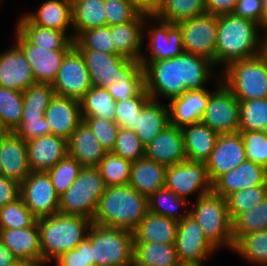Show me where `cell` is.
<instances>
[{"instance_id": "obj_49", "label": "cell", "mask_w": 267, "mask_h": 266, "mask_svg": "<svg viewBox=\"0 0 267 266\" xmlns=\"http://www.w3.org/2000/svg\"><path fill=\"white\" fill-rule=\"evenodd\" d=\"M37 220L21 197L0 207V230L29 228L34 226Z\"/></svg>"}, {"instance_id": "obj_54", "label": "cell", "mask_w": 267, "mask_h": 266, "mask_svg": "<svg viewBox=\"0 0 267 266\" xmlns=\"http://www.w3.org/2000/svg\"><path fill=\"white\" fill-rule=\"evenodd\" d=\"M112 152L133 163L145 156V147L134 131L119 128Z\"/></svg>"}, {"instance_id": "obj_53", "label": "cell", "mask_w": 267, "mask_h": 266, "mask_svg": "<svg viewBox=\"0 0 267 266\" xmlns=\"http://www.w3.org/2000/svg\"><path fill=\"white\" fill-rule=\"evenodd\" d=\"M141 10L133 0H104L106 25H119L135 19Z\"/></svg>"}, {"instance_id": "obj_14", "label": "cell", "mask_w": 267, "mask_h": 266, "mask_svg": "<svg viewBox=\"0 0 267 266\" xmlns=\"http://www.w3.org/2000/svg\"><path fill=\"white\" fill-rule=\"evenodd\" d=\"M175 249L180 262L190 263H202L218 251L189 214L178 221Z\"/></svg>"}, {"instance_id": "obj_63", "label": "cell", "mask_w": 267, "mask_h": 266, "mask_svg": "<svg viewBox=\"0 0 267 266\" xmlns=\"http://www.w3.org/2000/svg\"><path fill=\"white\" fill-rule=\"evenodd\" d=\"M133 2L143 11L153 13L161 4L162 0H133Z\"/></svg>"}, {"instance_id": "obj_46", "label": "cell", "mask_w": 267, "mask_h": 266, "mask_svg": "<svg viewBox=\"0 0 267 266\" xmlns=\"http://www.w3.org/2000/svg\"><path fill=\"white\" fill-rule=\"evenodd\" d=\"M131 162L107 152L96 166L106 187L128 185L130 178Z\"/></svg>"}, {"instance_id": "obj_33", "label": "cell", "mask_w": 267, "mask_h": 266, "mask_svg": "<svg viewBox=\"0 0 267 266\" xmlns=\"http://www.w3.org/2000/svg\"><path fill=\"white\" fill-rule=\"evenodd\" d=\"M166 167L145 156L131 164L128 185L149 197L165 185Z\"/></svg>"}, {"instance_id": "obj_23", "label": "cell", "mask_w": 267, "mask_h": 266, "mask_svg": "<svg viewBox=\"0 0 267 266\" xmlns=\"http://www.w3.org/2000/svg\"><path fill=\"white\" fill-rule=\"evenodd\" d=\"M26 144L31 172H48L68 155L67 140L53 134L34 138Z\"/></svg>"}, {"instance_id": "obj_12", "label": "cell", "mask_w": 267, "mask_h": 266, "mask_svg": "<svg viewBox=\"0 0 267 266\" xmlns=\"http://www.w3.org/2000/svg\"><path fill=\"white\" fill-rule=\"evenodd\" d=\"M92 87L83 55L73 46L64 56L52 88L57 96L80 100Z\"/></svg>"}, {"instance_id": "obj_69", "label": "cell", "mask_w": 267, "mask_h": 266, "mask_svg": "<svg viewBox=\"0 0 267 266\" xmlns=\"http://www.w3.org/2000/svg\"><path fill=\"white\" fill-rule=\"evenodd\" d=\"M129 266H146V265L137 263V262L133 259L132 263H131Z\"/></svg>"}, {"instance_id": "obj_7", "label": "cell", "mask_w": 267, "mask_h": 266, "mask_svg": "<svg viewBox=\"0 0 267 266\" xmlns=\"http://www.w3.org/2000/svg\"><path fill=\"white\" fill-rule=\"evenodd\" d=\"M105 189L97 167H83L77 179L59 197V213L92 220Z\"/></svg>"}, {"instance_id": "obj_29", "label": "cell", "mask_w": 267, "mask_h": 266, "mask_svg": "<svg viewBox=\"0 0 267 266\" xmlns=\"http://www.w3.org/2000/svg\"><path fill=\"white\" fill-rule=\"evenodd\" d=\"M67 146L68 155L83 167H96L107 153L84 121L72 132Z\"/></svg>"}, {"instance_id": "obj_58", "label": "cell", "mask_w": 267, "mask_h": 266, "mask_svg": "<svg viewBox=\"0 0 267 266\" xmlns=\"http://www.w3.org/2000/svg\"><path fill=\"white\" fill-rule=\"evenodd\" d=\"M14 133L21 137L25 142L50 134V128L43 117L42 119H21L20 125Z\"/></svg>"}, {"instance_id": "obj_20", "label": "cell", "mask_w": 267, "mask_h": 266, "mask_svg": "<svg viewBox=\"0 0 267 266\" xmlns=\"http://www.w3.org/2000/svg\"><path fill=\"white\" fill-rule=\"evenodd\" d=\"M31 173L27 144L14 132L0 135V174L21 183Z\"/></svg>"}, {"instance_id": "obj_57", "label": "cell", "mask_w": 267, "mask_h": 266, "mask_svg": "<svg viewBox=\"0 0 267 266\" xmlns=\"http://www.w3.org/2000/svg\"><path fill=\"white\" fill-rule=\"evenodd\" d=\"M54 261L56 266H94L91 242L85 238L76 248L66 251Z\"/></svg>"}, {"instance_id": "obj_41", "label": "cell", "mask_w": 267, "mask_h": 266, "mask_svg": "<svg viewBox=\"0 0 267 266\" xmlns=\"http://www.w3.org/2000/svg\"><path fill=\"white\" fill-rule=\"evenodd\" d=\"M23 94V110L21 119H42L49 106L50 100L54 97V89L51 84H31Z\"/></svg>"}, {"instance_id": "obj_30", "label": "cell", "mask_w": 267, "mask_h": 266, "mask_svg": "<svg viewBox=\"0 0 267 266\" xmlns=\"http://www.w3.org/2000/svg\"><path fill=\"white\" fill-rule=\"evenodd\" d=\"M16 30L31 44L50 50H70L74 46L73 34L33 24L25 15L17 18Z\"/></svg>"}, {"instance_id": "obj_61", "label": "cell", "mask_w": 267, "mask_h": 266, "mask_svg": "<svg viewBox=\"0 0 267 266\" xmlns=\"http://www.w3.org/2000/svg\"><path fill=\"white\" fill-rule=\"evenodd\" d=\"M238 0H205L206 13L223 15L232 13Z\"/></svg>"}, {"instance_id": "obj_28", "label": "cell", "mask_w": 267, "mask_h": 266, "mask_svg": "<svg viewBox=\"0 0 267 266\" xmlns=\"http://www.w3.org/2000/svg\"><path fill=\"white\" fill-rule=\"evenodd\" d=\"M0 241L18 260L42 262L38 224L29 228L2 229Z\"/></svg>"}, {"instance_id": "obj_11", "label": "cell", "mask_w": 267, "mask_h": 266, "mask_svg": "<svg viewBox=\"0 0 267 266\" xmlns=\"http://www.w3.org/2000/svg\"><path fill=\"white\" fill-rule=\"evenodd\" d=\"M184 52L202 56L215 65L217 15L205 13L178 23Z\"/></svg>"}, {"instance_id": "obj_18", "label": "cell", "mask_w": 267, "mask_h": 266, "mask_svg": "<svg viewBox=\"0 0 267 266\" xmlns=\"http://www.w3.org/2000/svg\"><path fill=\"white\" fill-rule=\"evenodd\" d=\"M83 55L92 86L106 88L123 77V65L130 59L117 53L78 49Z\"/></svg>"}, {"instance_id": "obj_37", "label": "cell", "mask_w": 267, "mask_h": 266, "mask_svg": "<svg viewBox=\"0 0 267 266\" xmlns=\"http://www.w3.org/2000/svg\"><path fill=\"white\" fill-rule=\"evenodd\" d=\"M145 87L143 65L140 61L129 60L123 65V77L106 88L114 101H126L136 96Z\"/></svg>"}, {"instance_id": "obj_19", "label": "cell", "mask_w": 267, "mask_h": 266, "mask_svg": "<svg viewBox=\"0 0 267 266\" xmlns=\"http://www.w3.org/2000/svg\"><path fill=\"white\" fill-rule=\"evenodd\" d=\"M267 185V169L246 160L237 168L218 177L212 183V191L224 198L229 194L254 186Z\"/></svg>"}, {"instance_id": "obj_43", "label": "cell", "mask_w": 267, "mask_h": 266, "mask_svg": "<svg viewBox=\"0 0 267 266\" xmlns=\"http://www.w3.org/2000/svg\"><path fill=\"white\" fill-rule=\"evenodd\" d=\"M267 229V197L232 221L234 245L244 236Z\"/></svg>"}, {"instance_id": "obj_68", "label": "cell", "mask_w": 267, "mask_h": 266, "mask_svg": "<svg viewBox=\"0 0 267 266\" xmlns=\"http://www.w3.org/2000/svg\"><path fill=\"white\" fill-rule=\"evenodd\" d=\"M5 133H8V131L4 128V126L1 122V119H0V135L5 134Z\"/></svg>"}, {"instance_id": "obj_4", "label": "cell", "mask_w": 267, "mask_h": 266, "mask_svg": "<svg viewBox=\"0 0 267 266\" xmlns=\"http://www.w3.org/2000/svg\"><path fill=\"white\" fill-rule=\"evenodd\" d=\"M220 80L238 101L267 98V58L261 53L231 62Z\"/></svg>"}, {"instance_id": "obj_26", "label": "cell", "mask_w": 267, "mask_h": 266, "mask_svg": "<svg viewBox=\"0 0 267 266\" xmlns=\"http://www.w3.org/2000/svg\"><path fill=\"white\" fill-rule=\"evenodd\" d=\"M149 14L150 12L142 11L131 21L110 26L114 53L134 61H140L145 37L143 35V26Z\"/></svg>"}, {"instance_id": "obj_24", "label": "cell", "mask_w": 267, "mask_h": 266, "mask_svg": "<svg viewBox=\"0 0 267 266\" xmlns=\"http://www.w3.org/2000/svg\"><path fill=\"white\" fill-rule=\"evenodd\" d=\"M34 83L32 69L16 44L0 53V87L23 92Z\"/></svg>"}, {"instance_id": "obj_44", "label": "cell", "mask_w": 267, "mask_h": 266, "mask_svg": "<svg viewBox=\"0 0 267 266\" xmlns=\"http://www.w3.org/2000/svg\"><path fill=\"white\" fill-rule=\"evenodd\" d=\"M238 131L267 133V98L239 101Z\"/></svg>"}, {"instance_id": "obj_6", "label": "cell", "mask_w": 267, "mask_h": 266, "mask_svg": "<svg viewBox=\"0 0 267 266\" xmlns=\"http://www.w3.org/2000/svg\"><path fill=\"white\" fill-rule=\"evenodd\" d=\"M94 266H129L133 261L132 231L91 224L87 237Z\"/></svg>"}, {"instance_id": "obj_21", "label": "cell", "mask_w": 267, "mask_h": 266, "mask_svg": "<svg viewBox=\"0 0 267 266\" xmlns=\"http://www.w3.org/2000/svg\"><path fill=\"white\" fill-rule=\"evenodd\" d=\"M145 157L165 167L186 161L181 128L169 124L146 147Z\"/></svg>"}, {"instance_id": "obj_51", "label": "cell", "mask_w": 267, "mask_h": 266, "mask_svg": "<svg viewBox=\"0 0 267 266\" xmlns=\"http://www.w3.org/2000/svg\"><path fill=\"white\" fill-rule=\"evenodd\" d=\"M83 166L67 155L46 172L53 184L55 192L61 196L79 176Z\"/></svg>"}, {"instance_id": "obj_39", "label": "cell", "mask_w": 267, "mask_h": 266, "mask_svg": "<svg viewBox=\"0 0 267 266\" xmlns=\"http://www.w3.org/2000/svg\"><path fill=\"white\" fill-rule=\"evenodd\" d=\"M205 13V0H162L152 14L160 20L178 24Z\"/></svg>"}, {"instance_id": "obj_5", "label": "cell", "mask_w": 267, "mask_h": 266, "mask_svg": "<svg viewBox=\"0 0 267 266\" xmlns=\"http://www.w3.org/2000/svg\"><path fill=\"white\" fill-rule=\"evenodd\" d=\"M192 208V209H191ZM189 215L202 229L207 239L217 248H234L232 221L226 199L213 191L201 195L192 203Z\"/></svg>"}, {"instance_id": "obj_62", "label": "cell", "mask_w": 267, "mask_h": 266, "mask_svg": "<svg viewBox=\"0 0 267 266\" xmlns=\"http://www.w3.org/2000/svg\"><path fill=\"white\" fill-rule=\"evenodd\" d=\"M16 260L10 249L0 241V266H11Z\"/></svg>"}, {"instance_id": "obj_48", "label": "cell", "mask_w": 267, "mask_h": 266, "mask_svg": "<svg viewBox=\"0 0 267 266\" xmlns=\"http://www.w3.org/2000/svg\"><path fill=\"white\" fill-rule=\"evenodd\" d=\"M150 99L151 97L144 87L136 96L126 101H117L115 103V122L119 128L134 131L137 127L138 115Z\"/></svg>"}, {"instance_id": "obj_52", "label": "cell", "mask_w": 267, "mask_h": 266, "mask_svg": "<svg viewBox=\"0 0 267 266\" xmlns=\"http://www.w3.org/2000/svg\"><path fill=\"white\" fill-rule=\"evenodd\" d=\"M77 49H94L104 53H114V43L110 34V26L91 28L80 32L74 38Z\"/></svg>"}, {"instance_id": "obj_42", "label": "cell", "mask_w": 267, "mask_h": 266, "mask_svg": "<svg viewBox=\"0 0 267 266\" xmlns=\"http://www.w3.org/2000/svg\"><path fill=\"white\" fill-rule=\"evenodd\" d=\"M188 201L177 196L171 190L163 187L152 193L148 197V211L157 215L180 221L189 214V210H185L182 214L178 211L179 207H187Z\"/></svg>"}, {"instance_id": "obj_1", "label": "cell", "mask_w": 267, "mask_h": 266, "mask_svg": "<svg viewBox=\"0 0 267 266\" xmlns=\"http://www.w3.org/2000/svg\"><path fill=\"white\" fill-rule=\"evenodd\" d=\"M261 29L258 23L233 13L218 15L215 67L219 65L224 69L231 62L261 54Z\"/></svg>"}, {"instance_id": "obj_16", "label": "cell", "mask_w": 267, "mask_h": 266, "mask_svg": "<svg viewBox=\"0 0 267 266\" xmlns=\"http://www.w3.org/2000/svg\"><path fill=\"white\" fill-rule=\"evenodd\" d=\"M16 45L22 50L29 63L35 82L51 84L56 79L65 54L69 50H50L39 48L29 43L17 30H15Z\"/></svg>"}, {"instance_id": "obj_67", "label": "cell", "mask_w": 267, "mask_h": 266, "mask_svg": "<svg viewBox=\"0 0 267 266\" xmlns=\"http://www.w3.org/2000/svg\"><path fill=\"white\" fill-rule=\"evenodd\" d=\"M202 263L180 262L178 266H202Z\"/></svg>"}, {"instance_id": "obj_45", "label": "cell", "mask_w": 267, "mask_h": 266, "mask_svg": "<svg viewBox=\"0 0 267 266\" xmlns=\"http://www.w3.org/2000/svg\"><path fill=\"white\" fill-rule=\"evenodd\" d=\"M254 266L267 264V229L244 235L233 250Z\"/></svg>"}, {"instance_id": "obj_34", "label": "cell", "mask_w": 267, "mask_h": 266, "mask_svg": "<svg viewBox=\"0 0 267 266\" xmlns=\"http://www.w3.org/2000/svg\"><path fill=\"white\" fill-rule=\"evenodd\" d=\"M39 5L36 11L25 14L33 24L66 33L72 28V0H46Z\"/></svg>"}, {"instance_id": "obj_32", "label": "cell", "mask_w": 267, "mask_h": 266, "mask_svg": "<svg viewBox=\"0 0 267 266\" xmlns=\"http://www.w3.org/2000/svg\"><path fill=\"white\" fill-rule=\"evenodd\" d=\"M181 131L187 160L206 162L219 134L202 122L182 126Z\"/></svg>"}, {"instance_id": "obj_50", "label": "cell", "mask_w": 267, "mask_h": 266, "mask_svg": "<svg viewBox=\"0 0 267 266\" xmlns=\"http://www.w3.org/2000/svg\"><path fill=\"white\" fill-rule=\"evenodd\" d=\"M267 197L266 186H254L229 194L225 199L231 221L241 213L255 207Z\"/></svg>"}, {"instance_id": "obj_56", "label": "cell", "mask_w": 267, "mask_h": 266, "mask_svg": "<svg viewBox=\"0 0 267 266\" xmlns=\"http://www.w3.org/2000/svg\"><path fill=\"white\" fill-rule=\"evenodd\" d=\"M82 119L105 151L112 152L119 131L118 124L115 121L96 117H82Z\"/></svg>"}, {"instance_id": "obj_47", "label": "cell", "mask_w": 267, "mask_h": 266, "mask_svg": "<svg viewBox=\"0 0 267 266\" xmlns=\"http://www.w3.org/2000/svg\"><path fill=\"white\" fill-rule=\"evenodd\" d=\"M22 110V92L0 87V119L8 132H14L20 125Z\"/></svg>"}, {"instance_id": "obj_35", "label": "cell", "mask_w": 267, "mask_h": 266, "mask_svg": "<svg viewBox=\"0 0 267 266\" xmlns=\"http://www.w3.org/2000/svg\"><path fill=\"white\" fill-rule=\"evenodd\" d=\"M150 99L138 115L135 134L146 147L159 133L170 124L168 104Z\"/></svg>"}, {"instance_id": "obj_2", "label": "cell", "mask_w": 267, "mask_h": 266, "mask_svg": "<svg viewBox=\"0 0 267 266\" xmlns=\"http://www.w3.org/2000/svg\"><path fill=\"white\" fill-rule=\"evenodd\" d=\"M148 213V197L129 185L106 187L92 223L133 231Z\"/></svg>"}, {"instance_id": "obj_10", "label": "cell", "mask_w": 267, "mask_h": 266, "mask_svg": "<svg viewBox=\"0 0 267 266\" xmlns=\"http://www.w3.org/2000/svg\"><path fill=\"white\" fill-rule=\"evenodd\" d=\"M217 86L209 94V101L201 122L218 134L236 133L239 128V101L217 77Z\"/></svg>"}, {"instance_id": "obj_25", "label": "cell", "mask_w": 267, "mask_h": 266, "mask_svg": "<svg viewBox=\"0 0 267 266\" xmlns=\"http://www.w3.org/2000/svg\"><path fill=\"white\" fill-rule=\"evenodd\" d=\"M209 94L210 91L205 86L203 89L187 90L170 100L168 103L170 124L181 128L201 122L208 105Z\"/></svg>"}, {"instance_id": "obj_17", "label": "cell", "mask_w": 267, "mask_h": 266, "mask_svg": "<svg viewBox=\"0 0 267 266\" xmlns=\"http://www.w3.org/2000/svg\"><path fill=\"white\" fill-rule=\"evenodd\" d=\"M143 71L145 88L151 99L159 101L161 96L170 101L178 97L177 56L171 59L148 61L143 66Z\"/></svg>"}, {"instance_id": "obj_9", "label": "cell", "mask_w": 267, "mask_h": 266, "mask_svg": "<svg viewBox=\"0 0 267 266\" xmlns=\"http://www.w3.org/2000/svg\"><path fill=\"white\" fill-rule=\"evenodd\" d=\"M164 187L186 200L191 194L197 193L198 198L211 192L212 182L206 163L186 160L166 167Z\"/></svg>"}, {"instance_id": "obj_38", "label": "cell", "mask_w": 267, "mask_h": 266, "mask_svg": "<svg viewBox=\"0 0 267 266\" xmlns=\"http://www.w3.org/2000/svg\"><path fill=\"white\" fill-rule=\"evenodd\" d=\"M133 259L146 266H178L175 244L134 242Z\"/></svg>"}, {"instance_id": "obj_64", "label": "cell", "mask_w": 267, "mask_h": 266, "mask_svg": "<svg viewBox=\"0 0 267 266\" xmlns=\"http://www.w3.org/2000/svg\"><path fill=\"white\" fill-rule=\"evenodd\" d=\"M11 266H46V264L44 262L17 259Z\"/></svg>"}, {"instance_id": "obj_66", "label": "cell", "mask_w": 267, "mask_h": 266, "mask_svg": "<svg viewBox=\"0 0 267 266\" xmlns=\"http://www.w3.org/2000/svg\"><path fill=\"white\" fill-rule=\"evenodd\" d=\"M263 54L266 56L267 58V34H263Z\"/></svg>"}, {"instance_id": "obj_55", "label": "cell", "mask_w": 267, "mask_h": 266, "mask_svg": "<svg viewBox=\"0 0 267 266\" xmlns=\"http://www.w3.org/2000/svg\"><path fill=\"white\" fill-rule=\"evenodd\" d=\"M244 144L246 159L267 169V133L264 131H238Z\"/></svg>"}, {"instance_id": "obj_8", "label": "cell", "mask_w": 267, "mask_h": 266, "mask_svg": "<svg viewBox=\"0 0 267 266\" xmlns=\"http://www.w3.org/2000/svg\"><path fill=\"white\" fill-rule=\"evenodd\" d=\"M150 20H154L153 25L148 24ZM143 32L147 34L149 40L147 47L150 51L149 55L144 53L141 55L140 62L143 66L148 61L171 59L184 52L182 32L178 24L160 20L150 13L145 19Z\"/></svg>"}, {"instance_id": "obj_13", "label": "cell", "mask_w": 267, "mask_h": 266, "mask_svg": "<svg viewBox=\"0 0 267 266\" xmlns=\"http://www.w3.org/2000/svg\"><path fill=\"white\" fill-rule=\"evenodd\" d=\"M20 197L37 218L59 213V195L46 172H31L20 183Z\"/></svg>"}, {"instance_id": "obj_36", "label": "cell", "mask_w": 267, "mask_h": 266, "mask_svg": "<svg viewBox=\"0 0 267 266\" xmlns=\"http://www.w3.org/2000/svg\"><path fill=\"white\" fill-rule=\"evenodd\" d=\"M106 26L104 0H72L74 38L82 31Z\"/></svg>"}, {"instance_id": "obj_3", "label": "cell", "mask_w": 267, "mask_h": 266, "mask_svg": "<svg viewBox=\"0 0 267 266\" xmlns=\"http://www.w3.org/2000/svg\"><path fill=\"white\" fill-rule=\"evenodd\" d=\"M40 231L42 262L54 263L61 254L70 251L88 234L92 220L81 216L55 215L37 220Z\"/></svg>"}, {"instance_id": "obj_15", "label": "cell", "mask_w": 267, "mask_h": 266, "mask_svg": "<svg viewBox=\"0 0 267 266\" xmlns=\"http://www.w3.org/2000/svg\"><path fill=\"white\" fill-rule=\"evenodd\" d=\"M246 154L240 132L219 134L209 159L205 162L210 181L245 162Z\"/></svg>"}, {"instance_id": "obj_31", "label": "cell", "mask_w": 267, "mask_h": 266, "mask_svg": "<svg viewBox=\"0 0 267 266\" xmlns=\"http://www.w3.org/2000/svg\"><path fill=\"white\" fill-rule=\"evenodd\" d=\"M178 221L149 212L132 231L133 242L175 244Z\"/></svg>"}, {"instance_id": "obj_65", "label": "cell", "mask_w": 267, "mask_h": 266, "mask_svg": "<svg viewBox=\"0 0 267 266\" xmlns=\"http://www.w3.org/2000/svg\"><path fill=\"white\" fill-rule=\"evenodd\" d=\"M262 6H263V11H264V22L262 29L264 31L263 34H267V0H262Z\"/></svg>"}, {"instance_id": "obj_22", "label": "cell", "mask_w": 267, "mask_h": 266, "mask_svg": "<svg viewBox=\"0 0 267 266\" xmlns=\"http://www.w3.org/2000/svg\"><path fill=\"white\" fill-rule=\"evenodd\" d=\"M44 118L49 125L50 134L68 140L83 121L80 102L76 99L54 95L45 111Z\"/></svg>"}, {"instance_id": "obj_40", "label": "cell", "mask_w": 267, "mask_h": 266, "mask_svg": "<svg viewBox=\"0 0 267 266\" xmlns=\"http://www.w3.org/2000/svg\"><path fill=\"white\" fill-rule=\"evenodd\" d=\"M82 117L115 121V101L107 88L92 86L79 100Z\"/></svg>"}, {"instance_id": "obj_27", "label": "cell", "mask_w": 267, "mask_h": 266, "mask_svg": "<svg viewBox=\"0 0 267 266\" xmlns=\"http://www.w3.org/2000/svg\"><path fill=\"white\" fill-rule=\"evenodd\" d=\"M214 68V63L205 57L188 52L178 55V96L187 90L205 88V84L214 74Z\"/></svg>"}, {"instance_id": "obj_60", "label": "cell", "mask_w": 267, "mask_h": 266, "mask_svg": "<svg viewBox=\"0 0 267 266\" xmlns=\"http://www.w3.org/2000/svg\"><path fill=\"white\" fill-rule=\"evenodd\" d=\"M20 197V183L0 174V207Z\"/></svg>"}, {"instance_id": "obj_59", "label": "cell", "mask_w": 267, "mask_h": 266, "mask_svg": "<svg viewBox=\"0 0 267 266\" xmlns=\"http://www.w3.org/2000/svg\"><path fill=\"white\" fill-rule=\"evenodd\" d=\"M232 13L258 23L261 27L263 26L264 11L262 0H238Z\"/></svg>"}]
</instances>
